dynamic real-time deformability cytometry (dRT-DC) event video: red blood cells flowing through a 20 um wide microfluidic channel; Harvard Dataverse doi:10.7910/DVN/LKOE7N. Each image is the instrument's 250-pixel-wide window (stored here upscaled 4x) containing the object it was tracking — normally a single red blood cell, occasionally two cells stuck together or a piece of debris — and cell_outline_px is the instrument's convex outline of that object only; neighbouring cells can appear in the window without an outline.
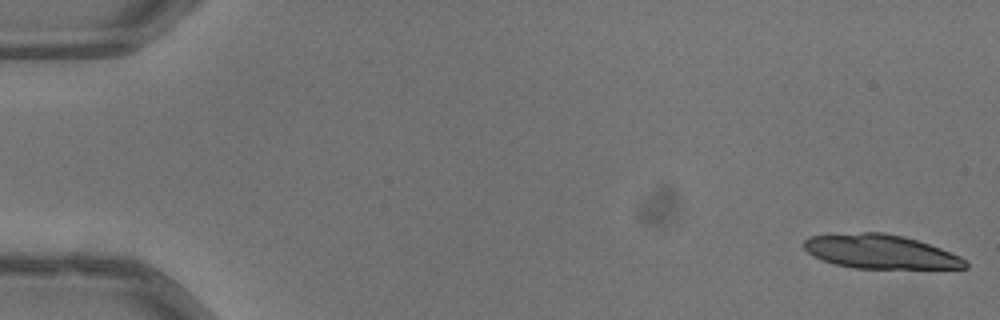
{"species": "common noctule bat (a hibernating species)", "species_latin": "Nyctalus noctula", "temperature_condition": "warm", "stored_images_in_passage": 11, "camera_frame_rate_fps": 3000, "um_per_image_px": 0.085, "animal": {"sex": "male", "body_mass_g": 13.3}, "frame": {"image": 1, "passage_image": 1, "time_ms": 0.0, "image_size_px": [1000, 320], "cell_outline_px": [[968, 268], [856, 268], [832, 264], [820, 260], [812, 256], [804, 248], [804, 240], [808, 236], [860, 232], [884, 232], [904, 236], [940, 248], [960, 256], [968, 260]], "centroid_in_image_um": [74.81, 21.39], "position_along_channel_um": 10.2, "area_um2": 32.08}}